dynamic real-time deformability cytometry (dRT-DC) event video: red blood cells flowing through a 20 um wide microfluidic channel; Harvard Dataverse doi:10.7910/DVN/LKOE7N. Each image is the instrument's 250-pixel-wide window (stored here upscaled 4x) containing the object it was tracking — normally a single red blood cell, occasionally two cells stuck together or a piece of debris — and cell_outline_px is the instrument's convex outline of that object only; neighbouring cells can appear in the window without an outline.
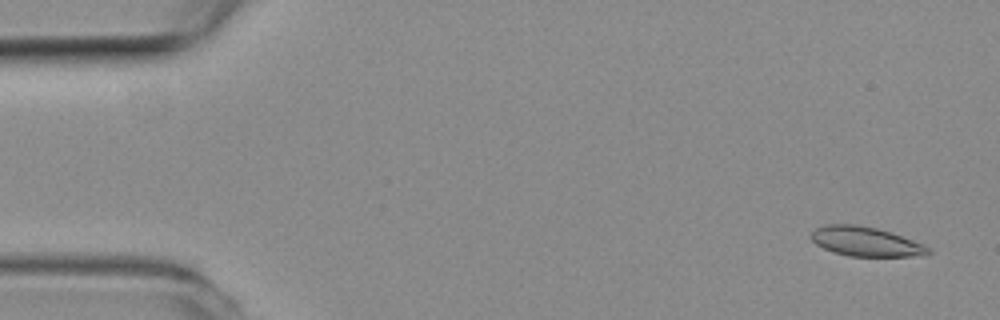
{"species": "common noctule bat (a hibernating species)", "species_latin": "Nyctalus noctula", "temperature_condition": "room temperature", "stored_images_in_passage": 52, "camera_frame_rate_fps": 3000, "um_per_image_px": 0.085, "animal": {"sex": "female", "body_mass_g": 19.3, "forearm_length_mm": 54.1}, "frame": {"image": 1, "passage_image": 3, "time_ms": 0.667, "image_size_px": [1000, 320], "cell_outline_px": [[932, 252], [924, 256], [848, 256], [832, 252], [816, 244], [812, 240], [812, 232], [816, 228], [828, 224], [856, 224], [876, 228], [924, 244]], "centroid_in_image_um": [73.58, 20.54], "position_along_channel_um": 11.4, "area_um2": 19.88}}
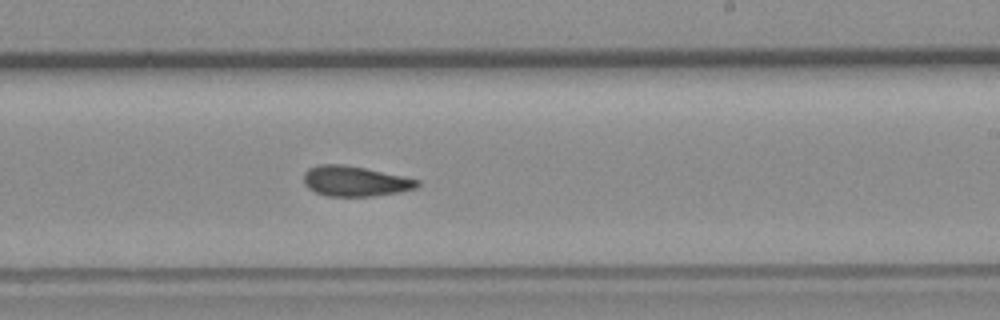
{"frame": {"image": 2, "passage_image": 31, "time_ms": 10.0, "image_size_px": [1000, 320], "cell_outline_px": [[420, 184], [416, 188], [400, 192], [372, 196], [328, 196], [316, 192], [308, 188], [304, 184], [304, 172], [308, 168], [320, 164], [340, 164], [364, 168], [404, 176], [420, 180]], "centroid_in_image_um": [30.18, 15.4], "position_along_channel_um": 258.8, "area_um2": 20.0}}
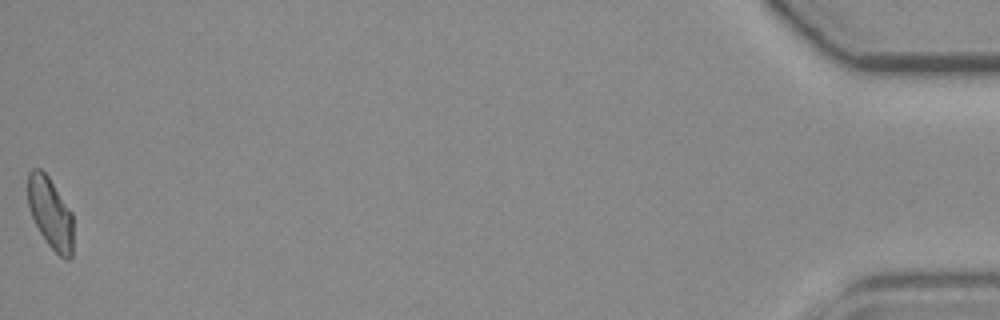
{"frame": {"image": 3, "passage_image": 52, "time_ms": 17.0, "image_size_px": [1000, 320], "cell_outline_px": [[72, 256], [68, 260], [64, 260], [48, 244], [40, 232], [28, 208], [28, 172], [32, 168], [40, 168], [48, 176], [72, 212]], "centroid_in_image_um": [4.28, 18.1], "position_along_channel_um": 430.9, "area_um2": 18.73}, "authors_computed_cell_mechanics": {"area_um2": 19.9699, "velocity_mm_per_s": 3.9681, "shape_relaxation_time_tau1_ms": 5.0602, "shape_relaxation_time_tau2_ms": 2.4102, "deformation_change_tau1": 0.1529, "deformation_change_tau2": 0.0909}}